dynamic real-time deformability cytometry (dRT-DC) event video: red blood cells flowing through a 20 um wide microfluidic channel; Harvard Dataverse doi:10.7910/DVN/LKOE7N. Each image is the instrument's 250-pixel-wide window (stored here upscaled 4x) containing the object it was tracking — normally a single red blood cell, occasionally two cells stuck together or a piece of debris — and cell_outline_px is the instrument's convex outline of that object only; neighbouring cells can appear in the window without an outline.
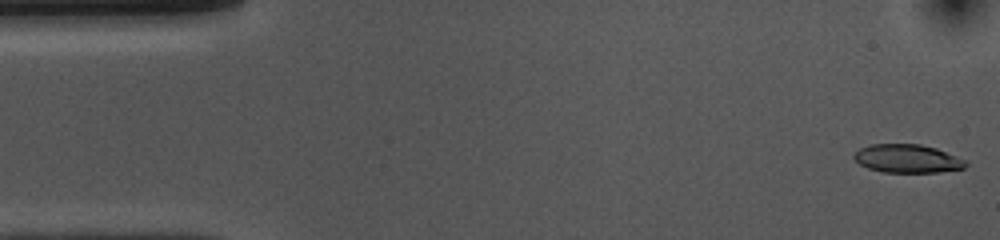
{"species": "common noctule bat (a hibernating species)", "species_latin": "Nyctalus noctula", "temperature_condition": "cold", "stored_images_in_passage": 52, "camera_frame_rate_fps": 3000, "um_per_image_px": 0.085, "animal": {"sex": "female", "body_mass_g": 10.0, "forearm_length_mm": 53.1}, "frame": {"image": 1, "passage_image": 1, "time_ms": 0.0, "image_size_px": [1000, 240], "cell_outline_px": [[968, 164], [964, 168], [936, 172], [884, 172], [868, 168], [860, 164], [852, 156], [860, 148], [872, 144], [920, 144], [936, 148], [964, 160]], "centroid_in_image_um": [77.1, 13.48], "position_along_channel_um": 7.9, "area_um2": 18.21}}
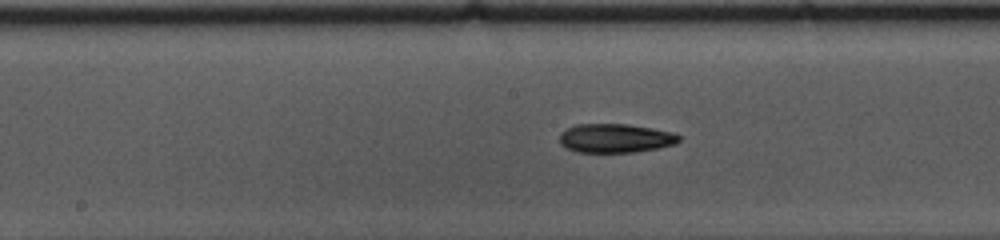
{"frame": {"image": 2, "passage_image": 25, "time_ms": 8.0, "image_size_px": [1000, 240], "cell_outline_px": [[680, 140], [676, 144], [660, 148], [632, 152], [576, 152], [560, 144], [560, 132], [576, 124], [628, 124], [652, 128], [672, 132], [680, 136]], "centroid_in_image_um": [52.32, 11.75], "position_along_channel_um": 195.9, "area_um2": 20.17}}
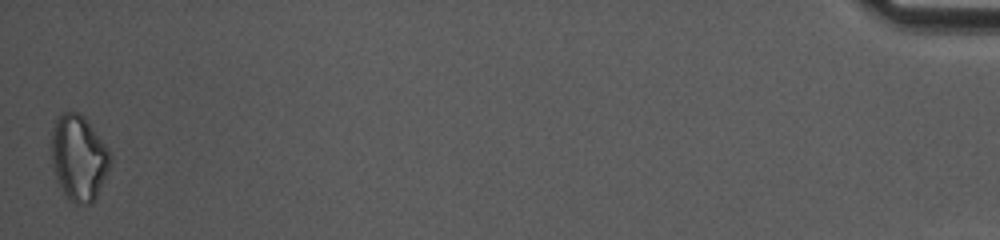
{"frame": {"image": 3, "passage_image": 52, "time_ms": 17.0, "image_size_px": [1000, 240], "cell_outline_px": [[112, 164], [92, 204], [76, 204], [64, 192], [56, 176], [52, 160], [52, 132], [56, 116], [64, 112], [80, 112], [84, 116], [108, 148], [112, 160]], "centroid_in_image_um": [6.72, 13.38], "position_along_channel_um": 428.5, "area_um2": 29.07}, "authors_computed_cell_mechanics": {"area_um2": 20.1722, "velocity_mm_per_s": 3.7151, "shape_relaxation_time_tau1_ms": 6.1656, "shape_relaxation_time_tau2_ms": null, "deformation_change_tau1": 0.1545, "deformation_change_tau2": null}}